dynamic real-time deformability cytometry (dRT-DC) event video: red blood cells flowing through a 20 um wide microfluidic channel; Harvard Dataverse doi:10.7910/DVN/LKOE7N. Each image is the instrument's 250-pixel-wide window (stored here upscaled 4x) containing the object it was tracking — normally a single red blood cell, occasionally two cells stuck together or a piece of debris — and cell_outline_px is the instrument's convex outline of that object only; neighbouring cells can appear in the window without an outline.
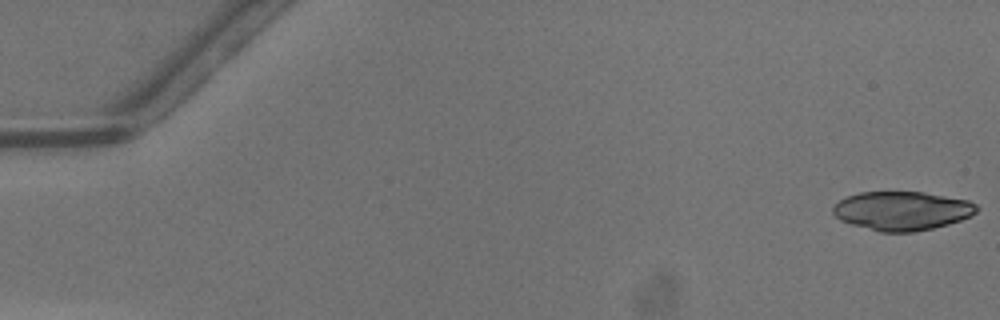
{"species": "common noctule bat (a hibernating species)", "species_latin": "Nyctalus noctula", "temperature_condition": "warm", "stored_images_in_passage": 5, "camera_frame_rate_fps": 3000, "um_per_image_px": 0.085, "animal": {"sex": "male", "body_mass_g": 13.3}, "frame": {"image": 1, "passage_image": 1, "time_ms": 0.0, "image_size_px": [1000, 320], "cell_outline_px": [[980, 208], [972, 216], [948, 224], [916, 232], [880, 232], [852, 224], [840, 220], [832, 212], [832, 208], [840, 200], [848, 196], [860, 192], [924, 192], [968, 200], [976, 204]], "centroid_in_image_um": [76.7, 17.92], "position_along_channel_um": 8.3, "area_um2": 32.54}}